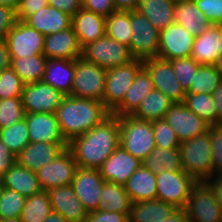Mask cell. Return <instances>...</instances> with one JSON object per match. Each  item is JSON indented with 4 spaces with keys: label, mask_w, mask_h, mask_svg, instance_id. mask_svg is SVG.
I'll list each match as a JSON object with an SVG mask.
<instances>
[{
    "label": "cell",
    "mask_w": 222,
    "mask_h": 222,
    "mask_svg": "<svg viewBox=\"0 0 222 222\" xmlns=\"http://www.w3.org/2000/svg\"><path fill=\"white\" fill-rule=\"evenodd\" d=\"M120 145L118 116L110 114L100 124L68 143L76 165L98 169Z\"/></svg>",
    "instance_id": "cell-1"
},
{
    "label": "cell",
    "mask_w": 222,
    "mask_h": 222,
    "mask_svg": "<svg viewBox=\"0 0 222 222\" xmlns=\"http://www.w3.org/2000/svg\"><path fill=\"white\" fill-rule=\"evenodd\" d=\"M55 114L61 133L69 143L100 124L111 112L101 101L65 95Z\"/></svg>",
    "instance_id": "cell-2"
},
{
    "label": "cell",
    "mask_w": 222,
    "mask_h": 222,
    "mask_svg": "<svg viewBox=\"0 0 222 222\" xmlns=\"http://www.w3.org/2000/svg\"><path fill=\"white\" fill-rule=\"evenodd\" d=\"M120 145L135 158L144 161L154 150V131L152 121L132 115L118 116Z\"/></svg>",
    "instance_id": "cell-3"
},
{
    "label": "cell",
    "mask_w": 222,
    "mask_h": 222,
    "mask_svg": "<svg viewBox=\"0 0 222 222\" xmlns=\"http://www.w3.org/2000/svg\"><path fill=\"white\" fill-rule=\"evenodd\" d=\"M182 170L197 181H205L213 175L212 146L208 132L180 143Z\"/></svg>",
    "instance_id": "cell-4"
},
{
    "label": "cell",
    "mask_w": 222,
    "mask_h": 222,
    "mask_svg": "<svg viewBox=\"0 0 222 222\" xmlns=\"http://www.w3.org/2000/svg\"><path fill=\"white\" fill-rule=\"evenodd\" d=\"M106 73V69L85 60L83 57L75 59V75L70 95L95 99L103 103Z\"/></svg>",
    "instance_id": "cell-5"
},
{
    "label": "cell",
    "mask_w": 222,
    "mask_h": 222,
    "mask_svg": "<svg viewBox=\"0 0 222 222\" xmlns=\"http://www.w3.org/2000/svg\"><path fill=\"white\" fill-rule=\"evenodd\" d=\"M130 53L134 59L158 56L160 31L137 10L130 11Z\"/></svg>",
    "instance_id": "cell-6"
},
{
    "label": "cell",
    "mask_w": 222,
    "mask_h": 222,
    "mask_svg": "<svg viewBox=\"0 0 222 222\" xmlns=\"http://www.w3.org/2000/svg\"><path fill=\"white\" fill-rule=\"evenodd\" d=\"M82 57L106 70L134 60L128 47L107 34L85 45L82 48Z\"/></svg>",
    "instance_id": "cell-7"
},
{
    "label": "cell",
    "mask_w": 222,
    "mask_h": 222,
    "mask_svg": "<svg viewBox=\"0 0 222 222\" xmlns=\"http://www.w3.org/2000/svg\"><path fill=\"white\" fill-rule=\"evenodd\" d=\"M198 181L184 171H162L156 175V199L185 208L193 186Z\"/></svg>",
    "instance_id": "cell-8"
},
{
    "label": "cell",
    "mask_w": 222,
    "mask_h": 222,
    "mask_svg": "<svg viewBox=\"0 0 222 222\" xmlns=\"http://www.w3.org/2000/svg\"><path fill=\"white\" fill-rule=\"evenodd\" d=\"M142 67V60L134 59L126 65L107 69L103 104L110 112L123 101L127 90Z\"/></svg>",
    "instance_id": "cell-9"
},
{
    "label": "cell",
    "mask_w": 222,
    "mask_h": 222,
    "mask_svg": "<svg viewBox=\"0 0 222 222\" xmlns=\"http://www.w3.org/2000/svg\"><path fill=\"white\" fill-rule=\"evenodd\" d=\"M185 211L191 222H222V206L205 181L193 186Z\"/></svg>",
    "instance_id": "cell-10"
},
{
    "label": "cell",
    "mask_w": 222,
    "mask_h": 222,
    "mask_svg": "<svg viewBox=\"0 0 222 222\" xmlns=\"http://www.w3.org/2000/svg\"><path fill=\"white\" fill-rule=\"evenodd\" d=\"M143 67L150 74L153 88L162 92L173 102H183L186 90L179 83L169 60L158 57L142 60Z\"/></svg>",
    "instance_id": "cell-11"
},
{
    "label": "cell",
    "mask_w": 222,
    "mask_h": 222,
    "mask_svg": "<svg viewBox=\"0 0 222 222\" xmlns=\"http://www.w3.org/2000/svg\"><path fill=\"white\" fill-rule=\"evenodd\" d=\"M77 168L71 150L66 147L54 160L36 171L40 188L48 191L71 184Z\"/></svg>",
    "instance_id": "cell-12"
},
{
    "label": "cell",
    "mask_w": 222,
    "mask_h": 222,
    "mask_svg": "<svg viewBox=\"0 0 222 222\" xmlns=\"http://www.w3.org/2000/svg\"><path fill=\"white\" fill-rule=\"evenodd\" d=\"M45 36L23 21L17 20L6 36L10 58L43 55Z\"/></svg>",
    "instance_id": "cell-13"
},
{
    "label": "cell",
    "mask_w": 222,
    "mask_h": 222,
    "mask_svg": "<svg viewBox=\"0 0 222 222\" xmlns=\"http://www.w3.org/2000/svg\"><path fill=\"white\" fill-rule=\"evenodd\" d=\"M65 95L44 81L25 84L22 104L25 113H56Z\"/></svg>",
    "instance_id": "cell-14"
},
{
    "label": "cell",
    "mask_w": 222,
    "mask_h": 222,
    "mask_svg": "<svg viewBox=\"0 0 222 222\" xmlns=\"http://www.w3.org/2000/svg\"><path fill=\"white\" fill-rule=\"evenodd\" d=\"M177 134L180 143L205 134L210 125L190 111L183 102H175L164 117Z\"/></svg>",
    "instance_id": "cell-15"
},
{
    "label": "cell",
    "mask_w": 222,
    "mask_h": 222,
    "mask_svg": "<svg viewBox=\"0 0 222 222\" xmlns=\"http://www.w3.org/2000/svg\"><path fill=\"white\" fill-rule=\"evenodd\" d=\"M194 41L195 37L183 26L172 23L160 31L157 57L165 60L190 57Z\"/></svg>",
    "instance_id": "cell-16"
},
{
    "label": "cell",
    "mask_w": 222,
    "mask_h": 222,
    "mask_svg": "<svg viewBox=\"0 0 222 222\" xmlns=\"http://www.w3.org/2000/svg\"><path fill=\"white\" fill-rule=\"evenodd\" d=\"M105 181L98 169L78 167L71 186L88 213L98 210Z\"/></svg>",
    "instance_id": "cell-17"
},
{
    "label": "cell",
    "mask_w": 222,
    "mask_h": 222,
    "mask_svg": "<svg viewBox=\"0 0 222 222\" xmlns=\"http://www.w3.org/2000/svg\"><path fill=\"white\" fill-rule=\"evenodd\" d=\"M142 161L127 152L121 145L98 168L105 182L125 186Z\"/></svg>",
    "instance_id": "cell-18"
},
{
    "label": "cell",
    "mask_w": 222,
    "mask_h": 222,
    "mask_svg": "<svg viewBox=\"0 0 222 222\" xmlns=\"http://www.w3.org/2000/svg\"><path fill=\"white\" fill-rule=\"evenodd\" d=\"M52 211L61 214L67 222H85L88 212L75 194L71 184L48 190Z\"/></svg>",
    "instance_id": "cell-19"
},
{
    "label": "cell",
    "mask_w": 222,
    "mask_h": 222,
    "mask_svg": "<svg viewBox=\"0 0 222 222\" xmlns=\"http://www.w3.org/2000/svg\"><path fill=\"white\" fill-rule=\"evenodd\" d=\"M66 147L68 142H30L16 156V162L36 172L54 160Z\"/></svg>",
    "instance_id": "cell-20"
},
{
    "label": "cell",
    "mask_w": 222,
    "mask_h": 222,
    "mask_svg": "<svg viewBox=\"0 0 222 222\" xmlns=\"http://www.w3.org/2000/svg\"><path fill=\"white\" fill-rule=\"evenodd\" d=\"M43 55L47 59H70L82 57V47L73 27L54 34L46 35Z\"/></svg>",
    "instance_id": "cell-21"
},
{
    "label": "cell",
    "mask_w": 222,
    "mask_h": 222,
    "mask_svg": "<svg viewBox=\"0 0 222 222\" xmlns=\"http://www.w3.org/2000/svg\"><path fill=\"white\" fill-rule=\"evenodd\" d=\"M30 142H67L55 113H26Z\"/></svg>",
    "instance_id": "cell-22"
},
{
    "label": "cell",
    "mask_w": 222,
    "mask_h": 222,
    "mask_svg": "<svg viewBox=\"0 0 222 222\" xmlns=\"http://www.w3.org/2000/svg\"><path fill=\"white\" fill-rule=\"evenodd\" d=\"M23 22L44 36L72 27V16L49 5L26 17Z\"/></svg>",
    "instance_id": "cell-23"
},
{
    "label": "cell",
    "mask_w": 222,
    "mask_h": 222,
    "mask_svg": "<svg viewBox=\"0 0 222 222\" xmlns=\"http://www.w3.org/2000/svg\"><path fill=\"white\" fill-rule=\"evenodd\" d=\"M72 27L83 48L106 34V17L82 7L72 17Z\"/></svg>",
    "instance_id": "cell-24"
},
{
    "label": "cell",
    "mask_w": 222,
    "mask_h": 222,
    "mask_svg": "<svg viewBox=\"0 0 222 222\" xmlns=\"http://www.w3.org/2000/svg\"><path fill=\"white\" fill-rule=\"evenodd\" d=\"M153 89L150 74L142 67L126 92L123 101L111 112L115 116L132 115Z\"/></svg>",
    "instance_id": "cell-25"
},
{
    "label": "cell",
    "mask_w": 222,
    "mask_h": 222,
    "mask_svg": "<svg viewBox=\"0 0 222 222\" xmlns=\"http://www.w3.org/2000/svg\"><path fill=\"white\" fill-rule=\"evenodd\" d=\"M221 51L222 31L217 25H211L195 37L191 57L199 64L214 65Z\"/></svg>",
    "instance_id": "cell-26"
},
{
    "label": "cell",
    "mask_w": 222,
    "mask_h": 222,
    "mask_svg": "<svg viewBox=\"0 0 222 222\" xmlns=\"http://www.w3.org/2000/svg\"><path fill=\"white\" fill-rule=\"evenodd\" d=\"M173 21L183 26L193 37L202 34L212 25L194 0L176 2Z\"/></svg>",
    "instance_id": "cell-27"
},
{
    "label": "cell",
    "mask_w": 222,
    "mask_h": 222,
    "mask_svg": "<svg viewBox=\"0 0 222 222\" xmlns=\"http://www.w3.org/2000/svg\"><path fill=\"white\" fill-rule=\"evenodd\" d=\"M75 75V60L47 59L43 81L64 95H70Z\"/></svg>",
    "instance_id": "cell-28"
},
{
    "label": "cell",
    "mask_w": 222,
    "mask_h": 222,
    "mask_svg": "<svg viewBox=\"0 0 222 222\" xmlns=\"http://www.w3.org/2000/svg\"><path fill=\"white\" fill-rule=\"evenodd\" d=\"M0 180L2 187L17 191L26 198L42 190L36 172L28 170L17 162Z\"/></svg>",
    "instance_id": "cell-29"
},
{
    "label": "cell",
    "mask_w": 222,
    "mask_h": 222,
    "mask_svg": "<svg viewBox=\"0 0 222 222\" xmlns=\"http://www.w3.org/2000/svg\"><path fill=\"white\" fill-rule=\"evenodd\" d=\"M124 187L131 202L156 199V175L143 164L132 174Z\"/></svg>",
    "instance_id": "cell-30"
},
{
    "label": "cell",
    "mask_w": 222,
    "mask_h": 222,
    "mask_svg": "<svg viewBox=\"0 0 222 222\" xmlns=\"http://www.w3.org/2000/svg\"><path fill=\"white\" fill-rule=\"evenodd\" d=\"M176 209L172 204L154 199L131 202L129 222H163Z\"/></svg>",
    "instance_id": "cell-31"
},
{
    "label": "cell",
    "mask_w": 222,
    "mask_h": 222,
    "mask_svg": "<svg viewBox=\"0 0 222 222\" xmlns=\"http://www.w3.org/2000/svg\"><path fill=\"white\" fill-rule=\"evenodd\" d=\"M174 5L171 0H140L136 10L161 31L174 23Z\"/></svg>",
    "instance_id": "cell-32"
},
{
    "label": "cell",
    "mask_w": 222,
    "mask_h": 222,
    "mask_svg": "<svg viewBox=\"0 0 222 222\" xmlns=\"http://www.w3.org/2000/svg\"><path fill=\"white\" fill-rule=\"evenodd\" d=\"M131 200L125 187L105 182L99 197L98 210L129 215Z\"/></svg>",
    "instance_id": "cell-33"
},
{
    "label": "cell",
    "mask_w": 222,
    "mask_h": 222,
    "mask_svg": "<svg viewBox=\"0 0 222 222\" xmlns=\"http://www.w3.org/2000/svg\"><path fill=\"white\" fill-rule=\"evenodd\" d=\"M174 103L175 102L165 96L162 92L153 88L132 116L147 121L164 119Z\"/></svg>",
    "instance_id": "cell-34"
},
{
    "label": "cell",
    "mask_w": 222,
    "mask_h": 222,
    "mask_svg": "<svg viewBox=\"0 0 222 222\" xmlns=\"http://www.w3.org/2000/svg\"><path fill=\"white\" fill-rule=\"evenodd\" d=\"M142 164L150 171L159 175L162 171H183L178 148H161L156 146Z\"/></svg>",
    "instance_id": "cell-35"
},
{
    "label": "cell",
    "mask_w": 222,
    "mask_h": 222,
    "mask_svg": "<svg viewBox=\"0 0 222 222\" xmlns=\"http://www.w3.org/2000/svg\"><path fill=\"white\" fill-rule=\"evenodd\" d=\"M11 67L24 84L43 81L47 58L44 55L10 58Z\"/></svg>",
    "instance_id": "cell-36"
},
{
    "label": "cell",
    "mask_w": 222,
    "mask_h": 222,
    "mask_svg": "<svg viewBox=\"0 0 222 222\" xmlns=\"http://www.w3.org/2000/svg\"><path fill=\"white\" fill-rule=\"evenodd\" d=\"M51 211L48 191L41 190L26 199L19 218L22 222H42Z\"/></svg>",
    "instance_id": "cell-37"
},
{
    "label": "cell",
    "mask_w": 222,
    "mask_h": 222,
    "mask_svg": "<svg viewBox=\"0 0 222 222\" xmlns=\"http://www.w3.org/2000/svg\"><path fill=\"white\" fill-rule=\"evenodd\" d=\"M222 81L221 72L214 66L208 64H200L193 82L186 90V93H208L212 94Z\"/></svg>",
    "instance_id": "cell-38"
},
{
    "label": "cell",
    "mask_w": 222,
    "mask_h": 222,
    "mask_svg": "<svg viewBox=\"0 0 222 222\" xmlns=\"http://www.w3.org/2000/svg\"><path fill=\"white\" fill-rule=\"evenodd\" d=\"M183 103L210 126H217V111L211 94L186 93Z\"/></svg>",
    "instance_id": "cell-39"
},
{
    "label": "cell",
    "mask_w": 222,
    "mask_h": 222,
    "mask_svg": "<svg viewBox=\"0 0 222 222\" xmlns=\"http://www.w3.org/2000/svg\"><path fill=\"white\" fill-rule=\"evenodd\" d=\"M106 34L130 49V11L116 10L107 16Z\"/></svg>",
    "instance_id": "cell-40"
},
{
    "label": "cell",
    "mask_w": 222,
    "mask_h": 222,
    "mask_svg": "<svg viewBox=\"0 0 222 222\" xmlns=\"http://www.w3.org/2000/svg\"><path fill=\"white\" fill-rule=\"evenodd\" d=\"M0 138L3 143L17 156L29 143V133L26 120L0 129Z\"/></svg>",
    "instance_id": "cell-41"
},
{
    "label": "cell",
    "mask_w": 222,
    "mask_h": 222,
    "mask_svg": "<svg viewBox=\"0 0 222 222\" xmlns=\"http://www.w3.org/2000/svg\"><path fill=\"white\" fill-rule=\"evenodd\" d=\"M26 197L17 191L2 187L0 200V219L18 218L25 206Z\"/></svg>",
    "instance_id": "cell-42"
},
{
    "label": "cell",
    "mask_w": 222,
    "mask_h": 222,
    "mask_svg": "<svg viewBox=\"0 0 222 222\" xmlns=\"http://www.w3.org/2000/svg\"><path fill=\"white\" fill-rule=\"evenodd\" d=\"M21 97L0 99V129L25 118Z\"/></svg>",
    "instance_id": "cell-43"
},
{
    "label": "cell",
    "mask_w": 222,
    "mask_h": 222,
    "mask_svg": "<svg viewBox=\"0 0 222 222\" xmlns=\"http://www.w3.org/2000/svg\"><path fill=\"white\" fill-rule=\"evenodd\" d=\"M24 85L11 66L3 69L0 72V99L22 97Z\"/></svg>",
    "instance_id": "cell-44"
},
{
    "label": "cell",
    "mask_w": 222,
    "mask_h": 222,
    "mask_svg": "<svg viewBox=\"0 0 222 222\" xmlns=\"http://www.w3.org/2000/svg\"><path fill=\"white\" fill-rule=\"evenodd\" d=\"M169 61L172 64L174 74L179 83L185 90H187L193 82L194 75H196L200 64L191 56Z\"/></svg>",
    "instance_id": "cell-45"
},
{
    "label": "cell",
    "mask_w": 222,
    "mask_h": 222,
    "mask_svg": "<svg viewBox=\"0 0 222 222\" xmlns=\"http://www.w3.org/2000/svg\"><path fill=\"white\" fill-rule=\"evenodd\" d=\"M154 131L155 146L161 148H178L180 141L175 131L165 121V119H159L152 121Z\"/></svg>",
    "instance_id": "cell-46"
},
{
    "label": "cell",
    "mask_w": 222,
    "mask_h": 222,
    "mask_svg": "<svg viewBox=\"0 0 222 222\" xmlns=\"http://www.w3.org/2000/svg\"><path fill=\"white\" fill-rule=\"evenodd\" d=\"M211 138L213 175L222 172V125L210 126L207 131Z\"/></svg>",
    "instance_id": "cell-47"
},
{
    "label": "cell",
    "mask_w": 222,
    "mask_h": 222,
    "mask_svg": "<svg viewBox=\"0 0 222 222\" xmlns=\"http://www.w3.org/2000/svg\"><path fill=\"white\" fill-rule=\"evenodd\" d=\"M194 1L212 25H218L222 21V0Z\"/></svg>",
    "instance_id": "cell-48"
},
{
    "label": "cell",
    "mask_w": 222,
    "mask_h": 222,
    "mask_svg": "<svg viewBox=\"0 0 222 222\" xmlns=\"http://www.w3.org/2000/svg\"><path fill=\"white\" fill-rule=\"evenodd\" d=\"M48 5L47 0H20L16 11L17 20L23 21L26 17Z\"/></svg>",
    "instance_id": "cell-49"
},
{
    "label": "cell",
    "mask_w": 222,
    "mask_h": 222,
    "mask_svg": "<svg viewBox=\"0 0 222 222\" xmlns=\"http://www.w3.org/2000/svg\"><path fill=\"white\" fill-rule=\"evenodd\" d=\"M82 7L105 17L116 11L114 0H82Z\"/></svg>",
    "instance_id": "cell-50"
},
{
    "label": "cell",
    "mask_w": 222,
    "mask_h": 222,
    "mask_svg": "<svg viewBox=\"0 0 222 222\" xmlns=\"http://www.w3.org/2000/svg\"><path fill=\"white\" fill-rule=\"evenodd\" d=\"M17 22L16 11L0 6V40L6 39L7 33Z\"/></svg>",
    "instance_id": "cell-51"
},
{
    "label": "cell",
    "mask_w": 222,
    "mask_h": 222,
    "mask_svg": "<svg viewBox=\"0 0 222 222\" xmlns=\"http://www.w3.org/2000/svg\"><path fill=\"white\" fill-rule=\"evenodd\" d=\"M85 222H129L128 216L117 212L96 210L88 213Z\"/></svg>",
    "instance_id": "cell-52"
},
{
    "label": "cell",
    "mask_w": 222,
    "mask_h": 222,
    "mask_svg": "<svg viewBox=\"0 0 222 222\" xmlns=\"http://www.w3.org/2000/svg\"><path fill=\"white\" fill-rule=\"evenodd\" d=\"M16 162V156L0 138V179L11 169Z\"/></svg>",
    "instance_id": "cell-53"
},
{
    "label": "cell",
    "mask_w": 222,
    "mask_h": 222,
    "mask_svg": "<svg viewBox=\"0 0 222 222\" xmlns=\"http://www.w3.org/2000/svg\"><path fill=\"white\" fill-rule=\"evenodd\" d=\"M48 5L74 16L82 8V0H47Z\"/></svg>",
    "instance_id": "cell-54"
},
{
    "label": "cell",
    "mask_w": 222,
    "mask_h": 222,
    "mask_svg": "<svg viewBox=\"0 0 222 222\" xmlns=\"http://www.w3.org/2000/svg\"><path fill=\"white\" fill-rule=\"evenodd\" d=\"M205 182L209 185L218 203L222 206V172L212 175Z\"/></svg>",
    "instance_id": "cell-55"
},
{
    "label": "cell",
    "mask_w": 222,
    "mask_h": 222,
    "mask_svg": "<svg viewBox=\"0 0 222 222\" xmlns=\"http://www.w3.org/2000/svg\"><path fill=\"white\" fill-rule=\"evenodd\" d=\"M217 111V126L222 125V81L211 94Z\"/></svg>",
    "instance_id": "cell-56"
},
{
    "label": "cell",
    "mask_w": 222,
    "mask_h": 222,
    "mask_svg": "<svg viewBox=\"0 0 222 222\" xmlns=\"http://www.w3.org/2000/svg\"><path fill=\"white\" fill-rule=\"evenodd\" d=\"M11 66L8 45L5 39L0 40V72Z\"/></svg>",
    "instance_id": "cell-57"
},
{
    "label": "cell",
    "mask_w": 222,
    "mask_h": 222,
    "mask_svg": "<svg viewBox=\"0 0 222 222\" xmlns=\"http://www.w3.org/2000/svg\"><path fill=\"white\" fill-rule=\"evenodd\" d=\"M163 222H191L185 208H176Z\"/></svg>",
    "instance_id": "cell-58"
},
{
    "label": "cell",
    "mask_w": 222,
    "mask_h": 222,
    "mask_svg": "<svg viewBox=\"0 0 222 222\" xmlns=\"http://www.w3.org/2000/svg\"><path fill=\"white\" fill-rule=\"evenodd\" d=\"M140 0H114L115 9L122 11H133L139 6Z\"/></svg>",
    "instance_id": "cell-59"
},
{
    "label": "cell",
    "mask_w": 222,
    "mask_h": 222,
    "mask_svg": "<svg viewBox=\"0 0 222 222\" xmlns=\"http://www.w3.org/2000/svg\"><path fill=\"white\" fill-rule=\"evenodd\" d=\"M42 222H67V220L58 212L51 211L46 219Z\"/></svg>",
    "instance_id": "cell-60"
},
{
    "label": "cell",
    "mask_w": 222,
    "mask_h": 222,
    "mask_svg": "<svg viewBox=\"0 0 222 222\" xmlns=\"http://www.w3.org/2000/svg\"><path fill=\"white\" fill-rule=\"evenodd\" d=\"M20 4V0H0V6L10 7L17 11V8Z\"/></svg>",
    "instance_id": "cell-61"
},
{
    "label": "cell",
    "mask_w": 222,
    "mask_h": 222,
    "mask_svg": "<svg viewBox=\"0 0 222 222\" xmlns=\"http://www.w3.org/2000/svg\"><path fill=\"white\" fill-rule=\"evenodd\" d=\"M214 66L221 72L222 74V51L220 52V54L218 55V59L216 61V63L214 64Z\"/></svg>",
    "instance_id": "cell-62"
},
{
    "label": "cell",
    "mask_w": 222,
    "mask_h": 222,
    "mask_svg": "<svg viewBox=\"0 0 222 222\" xmlns=\"http://www.w3.org/2000/svg\"><path fill=\"white\" fill-rule=\"evenodd\" d=\"M0 222H22V221L18 217V218H13V219H0Z\"/></svg>",
    "instance_id": "cell-63"
},
{
    "label": "cell",
    "mask_w": 222,
    "mask_h": 222,
    "mask_svg": "<svg viewBox=\"0 0 222 222\" xmlns=\"http://www.w3.org/2000/svg\"><path fill=\"white\" fill-rule=\"evenodd\" d=\"M171 1H173L174 3H176V2L189 1V0H171Z\"/></svg>",
    "instance_id": "cell-64"
},
{
    "label": "cell",
    "mask_w": 222,
    "mask_h": 222,
    "mask_svg": "<svg viewBox=\"0 0 222 222\" xmlns=\"http://www.w3.org/2000/svg\"><path fill=\"white\" fill-rule=\"evenodd\" d=\"M1 192H2V183H1V180H0V200H1Z\"/></svg>",
    "instance_id": "cell-65"
},
{
    "label": "cell",
    "mask_w": 222,
    "mask_h": 222,
    "mask_svg": "<svg viewBox=\"0 0 222 222\" xmlns=\"http://www.w3.org/2000/svg\"><path fill=\"white\" fill-rule=\"evenodd\" d=\"M219 28H220V30L222 31V21L217 25Z\"/></svg>",
    "instance_id": "cell-66"
}]
</instances>
